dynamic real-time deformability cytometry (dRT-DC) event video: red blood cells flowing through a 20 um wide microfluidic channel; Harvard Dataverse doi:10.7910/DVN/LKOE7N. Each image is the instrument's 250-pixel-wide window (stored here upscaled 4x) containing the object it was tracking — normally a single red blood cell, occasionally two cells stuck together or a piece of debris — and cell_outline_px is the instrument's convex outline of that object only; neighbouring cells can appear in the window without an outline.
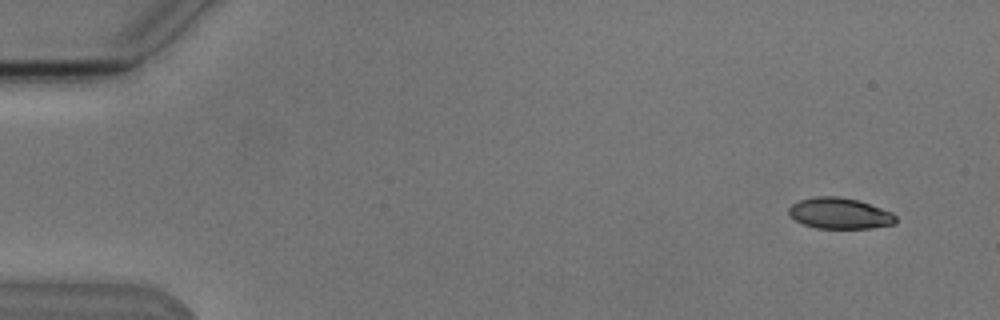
{"species": "Egyptian fruit bat (a non-hibernating species)", "species_latin": "Rousettus aegyptiacus", "temperature_condition": "cold", "stored_images_in_passage": 9, "camera_frame_rate_fps": 3000, "um_per_image_px": 0.085, "animal": {"sex": "male"}, "frame": {"image": 1, "passage_image": 1, "time_ms": 0.0, "image_size_px": [1000, 320], "cell_outline_px": [[896, 224], [868, 228], [816, 228], [804, 224], [796, 220], [788, 212], [788, 208], [792, 204], [800, 200], [816, 196], [836, 196], [856, 200], [892, 212], [896, 216]], "centroid_in_image_um": [71.37, 18.14], "position_along_channel_um": 13.6, "area_um2": 19.07}}
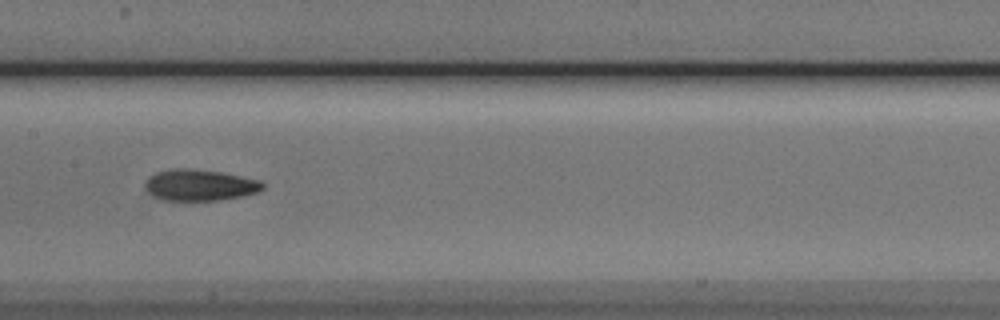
{"frame": {"image": 2, "passage_image": 8, "time_ms": 8.0, "image_size_px": [1000, 320], "cell_outline_px": [[264, 188], [256, 192], [244, 196], [220, 200], [160, 200], [152, 196], [144, 188], [144, 184], [148, 176], [156, 172], [172, 168], [184, 168], [220, 172], [260, 180], [264, 184]], "centroid_in_image_um": [16.93, 15.74], "position_along_channel_um": 190.5, "area_um2": 21.56}}
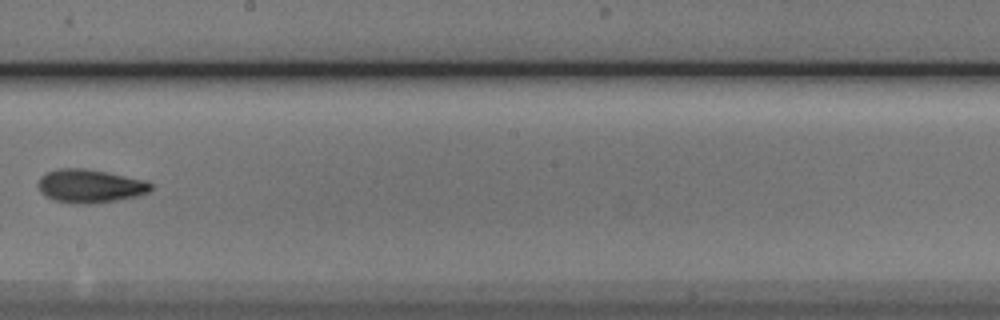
{"frame": {"image": 3, "passage_image": 9, "time_ms": 9.333, "image_size_px": [1000, 320], "cell_outline_px": [[152, 188], [148, 192], [136, 196], [116, 200], [92, 204], [76, 204], [56, 200], [44, 196], [40, 192], [36, 184], [40, 176], [44, 172], [56, 168], [84, 168], [148, 180], [152, 184]], "centroid_in_image_um": [7.6, 15.8], "position_along_channel_um": 240.6, "area_um2": 22.25}}